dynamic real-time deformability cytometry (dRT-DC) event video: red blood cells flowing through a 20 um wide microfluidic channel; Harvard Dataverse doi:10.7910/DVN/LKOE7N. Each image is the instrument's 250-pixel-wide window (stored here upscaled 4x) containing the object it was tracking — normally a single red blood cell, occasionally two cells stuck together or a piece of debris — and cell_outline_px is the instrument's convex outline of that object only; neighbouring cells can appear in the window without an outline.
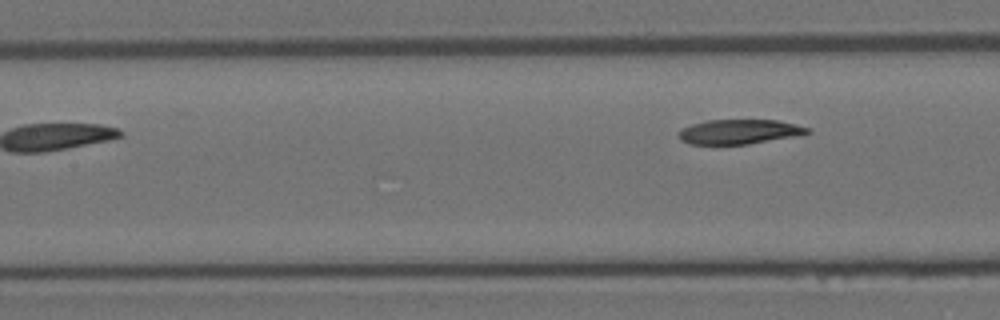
{"species": "Egyptian fruit bat (a non-hibernating species)", "species_latin": "Rousettus aegyptiacus", "temperature_condition": "room temperature", "stored_images_in_passage": 5, "segment_of_instrument_passage": [2, 2], "camera_frame_rate_fps": 3000, "um_per_image_px": 0.085, "animal": {"sex": "female"}, "frame": {"image": 1, "passage_image": 5, "time_ms": 4.667, "image_size_px": [1000, 320], "cell_outline_px": [[812, 132], [804, 136], [748, 144], [688, 144], [680, 140], [676, 132], [680, 128], [692, 124], [708, 120], [780, 120], [812, 128]], "centroid_in_image_um": [62.91, 11.2], "position_along_channel_um": 144.5, "area_um2": 19.07}}